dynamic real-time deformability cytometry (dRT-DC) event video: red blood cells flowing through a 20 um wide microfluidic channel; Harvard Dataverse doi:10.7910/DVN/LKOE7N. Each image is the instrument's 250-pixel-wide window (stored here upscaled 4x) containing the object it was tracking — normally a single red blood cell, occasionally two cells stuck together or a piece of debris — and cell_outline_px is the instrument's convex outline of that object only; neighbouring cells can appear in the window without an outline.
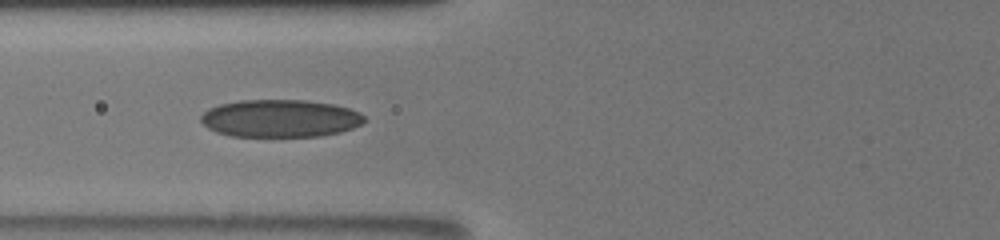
{"species": "human", "species_latin": "Homo sapiens", "temperature_condition": "room temperature", "stored_images_in_passage": 53, "camera_frame_rate_fps": 3000, "um_per_image_px": 0.085, "donor": {"sex": "male"}, "frame": {"image": 1, "passage_image": 23, "time_ms": 8.333, "image_size_px": [1000, 240], "cell_outline_px": [[364, 120], [360, 124], [352, 128], [340, 132], [320, 136], [232, 136], [216, 132], [208, 128], [200, 120], [200, 116], [208, 108], [220, 104], [240, 100], [304, 100], [332, 104], [348, 108], [360, 112], [364, 116]], "centroid_in_image_um": [23.79, 10.06], "position_along_channel_um": 102.0, "area_um2": 35.72}}
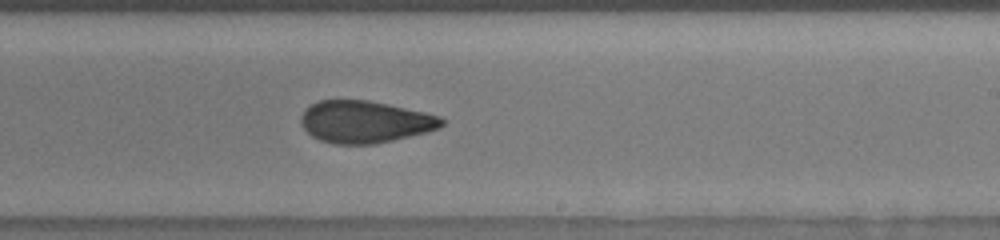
{"frame": {"image": 2, "passage_image": 34, "time_ms": 12.333, "image_size_px": [1000, 240], "cell_outline_px": [[448, 120], [440, 128], [428, 132], [376, 144], [336, 144], [320, 140], [312, 136], [300, 124], [300, 116], [312, 104], [320, 100], [368, 100], [388, 104], [424, 112], [440, 116]], "centroid_in_image_um": [31.06, 10.36], "position_along_channel_um": 257.9, "area_um2": 34.62}}
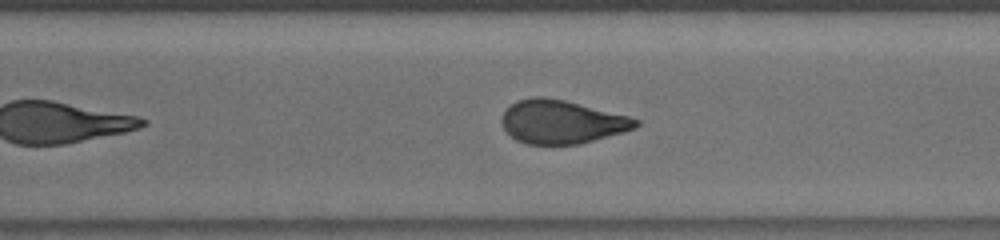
{"frame": {"image": 3, "passage_image": 38, "time_ms": 14.0, "image_size_px": [1000, 240], "cell_outline_px": [[640, 124], [636, 128], [624, 132], [580, 144], [528, 144], [516, 140], [504, 128], [500, 120], [504, 112], [516, 100], [532, 96], [544, 96], [564, 100], [628, 116], [640, 120]], "centroid_in_image_um": [47.74, 10.35], "position_along_channel_um": 322.9, "area_um2": 33.87}, "authors_computed_cell_mechanics": {"area_um2": 35.7204, "velocity_mm_per_s": 3.9067, "shape_relaxation_time_tau1_ms": null, "shape_relaxation_time_tau2_ms": 1.6192, "deformation_change_tau1": null, "deformation_change_tau2": 0.0792}}